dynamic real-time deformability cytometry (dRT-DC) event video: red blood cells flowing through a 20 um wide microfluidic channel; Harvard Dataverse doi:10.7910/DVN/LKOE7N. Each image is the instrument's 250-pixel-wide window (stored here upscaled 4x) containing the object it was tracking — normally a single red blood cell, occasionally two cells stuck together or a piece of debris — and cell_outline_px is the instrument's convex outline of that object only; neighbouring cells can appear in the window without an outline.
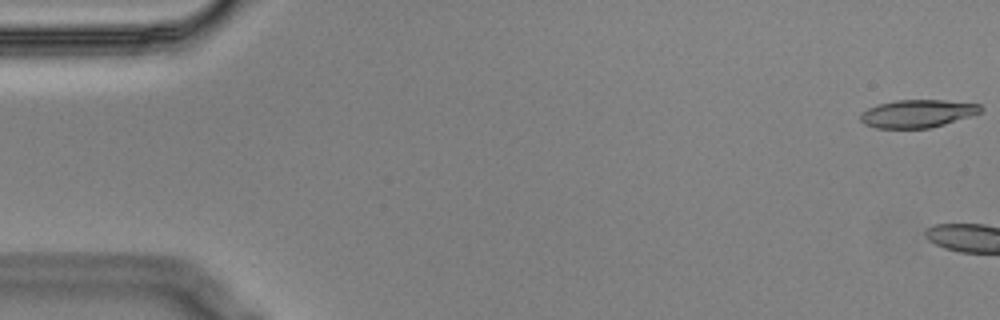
{"species": "Egyptian fruit bat (a non-hibernating species)", "species_latin": "Rousettus aegyptiacus", "temperature_condition": "cold", "stored_images_in_passage": 8, "camera_frame_rate_fps": 3000, "um_per_image_px": 0.085, "animal": {"sex": "male"}, "frame": {"image": 1, "passage_image": 1, "time_ms": 0.0, "image_size_px": [1000, 320], "cell_outline_px": [[984, 108], [980, 112], [944, 124], [928, 128], [876, 128], [864, 124], [860, 120], [860, 112], [868, 108], [880, 104], [896, 100], [944, 100], [980, 104]], "centroid_in_image_um": [77.95, 9.65], "position_along_channel_um": 7.0, "area_um2": 19.36}}